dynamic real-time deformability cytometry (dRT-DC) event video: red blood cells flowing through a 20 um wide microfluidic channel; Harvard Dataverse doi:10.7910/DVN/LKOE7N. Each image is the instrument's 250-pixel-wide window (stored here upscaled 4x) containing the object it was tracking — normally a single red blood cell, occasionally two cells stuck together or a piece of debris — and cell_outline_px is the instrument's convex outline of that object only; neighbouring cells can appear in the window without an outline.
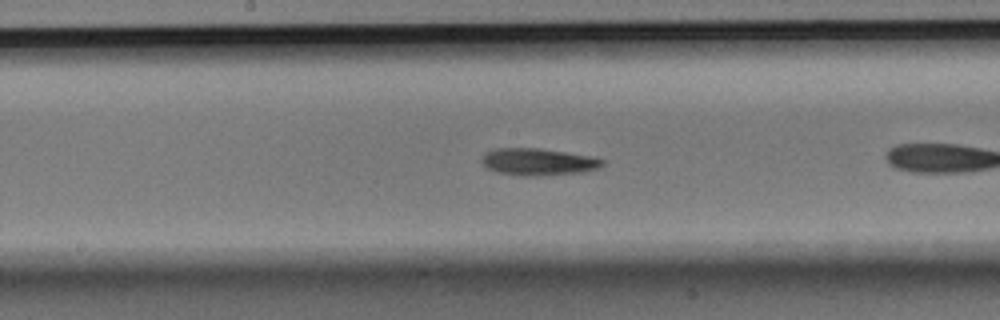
{"species": "Egyptian fruit bat (a non-hibernating species)", "species_latin": "Rousettus aegyptiacus", "temperature_condition": "room temperature", "stored_images_in_passage": 39, "camera_frame_rate_fps": 3000, "um_per_image_px": 0.085, "animal": {"sex": "male"}, "frame": {"image": 1, "passage_image": 12, "time_ms": 3.667, "image_size_px": [1000, 320], "cell_outline_px": [[604, 164], [596, 168], [584, 172], [532, 176], [520, 176], [496, 172], [488, 168], [480, 160], [484, 152], [496, 148], [540, 148], [592, 156], [604, 160]], "centroid_in_image_um": [45.71, 13.75], "position_along_channel_um": 202.5, "area_um2": 19.07}, "authors_computed_cell_mechanics": {"area_um2": 17.918, "velocity_mm_per_s": 3.7532, "shape_relaxation_time_tau1_ms": 7.1613, "shape_relaxation_time_tau2_ms": null, "deformation_change_tau1": 0.1625, "deformation_change_tau2": null}}